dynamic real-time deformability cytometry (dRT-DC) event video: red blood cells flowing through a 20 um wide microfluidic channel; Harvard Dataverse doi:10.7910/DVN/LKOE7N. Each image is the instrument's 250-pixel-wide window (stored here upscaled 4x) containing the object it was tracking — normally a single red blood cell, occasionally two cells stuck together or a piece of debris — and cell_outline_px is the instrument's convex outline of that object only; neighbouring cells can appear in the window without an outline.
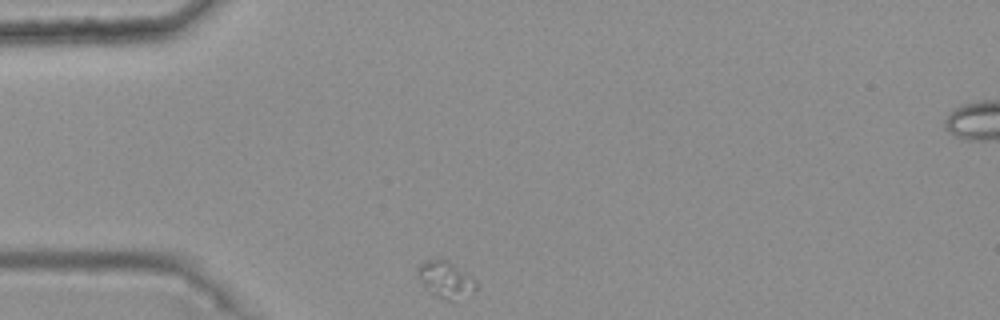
{"species": "common noctule bat (a hibernating species)", "species_latin": "Nyctalus noctula", "temperature_condition": "warm", "stored_images_in_passage": 33, "camera_frame_rate_fps": 3000, "um_per_image_px": 0.085, "animal": {"sex": "female", "body_mass_g": 25.1}, "frame": {"image": 1, "passage_image": 1, "time_ms": 0.0, "image_size_px": [1000, 320], "cell_outline_px": [[480, 288], [476, 292], [448, 300], [432, 292], [424, 284], [416, 268], [424, 260], [444, 260], [452, 264], [472, 276], [480, 284]], "centroid_in_image_um": [37.98, 23.74], "position_along_channel_um": 47.0, "area_um2": 11.91}}
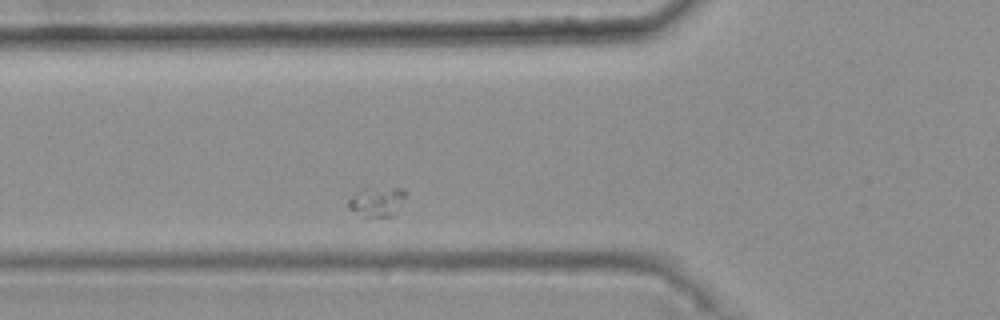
{"frame": {"image": 2, "passage_image": 7, "time_ms": 2.0, "image_size_px": [1000, 320], "cell_outline_px": [[408, 192], [396, 212], [392, 216], [364, 220], [348, 208], [348, 200], [352, 196], [364, 188], [404, 188]], "centroid_in_image_um": [32.03, 17.2], "position_along_channel_um": 93.8, "area_um2": 10.35}}